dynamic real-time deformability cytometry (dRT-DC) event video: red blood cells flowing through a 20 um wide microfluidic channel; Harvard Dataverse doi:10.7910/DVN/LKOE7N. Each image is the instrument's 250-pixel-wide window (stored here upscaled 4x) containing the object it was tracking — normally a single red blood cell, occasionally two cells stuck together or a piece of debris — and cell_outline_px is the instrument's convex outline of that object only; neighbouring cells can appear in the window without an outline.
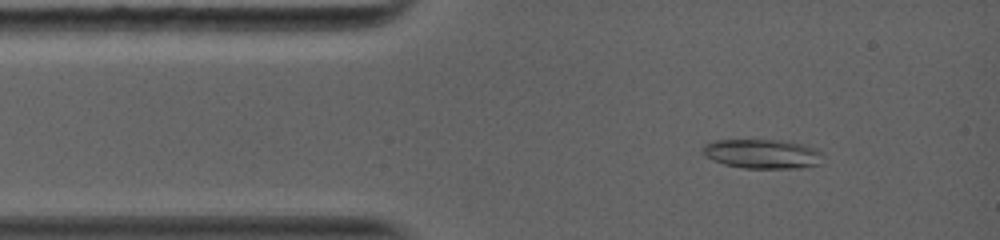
{"species": "common noctule bat (a hibernating species)", "species_latin": "Nyctalus noctula", "temperature_condition": "warm", "stored_images_in_passage": 44, "camera_frame_rate_fps": 5000, "um_per_image_px": 0.085, "animal": {"sex": "female", "body_mass_g": 19.0, "forearm_length_mm": 56.7}, "frame": {"image": 1, "passage_image": 8, "time_ms": 1.2, "image_size_px": [1000, 240], "cell_outline_px": [[824, 164], [800, 168], [744, 168], [724, 164], [712, 160], [700, 148], [704, 144], [712, 140], [780, 140], [804, 144], [816, 148], [824, 152]], "centroid_in_image_um": [64.89, 13.08], "position_along_channel_um": 20.1, "area_um2": 20.98}}
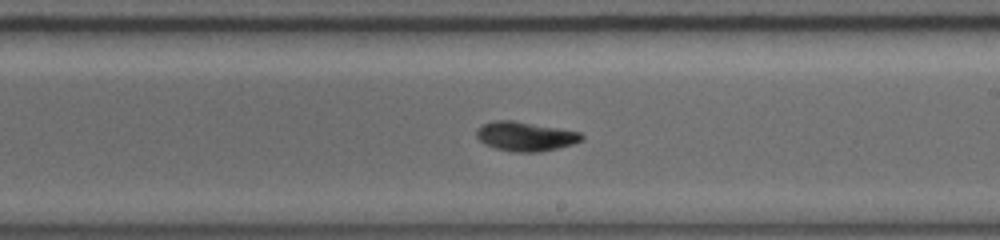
{"frame": {"image": 2, "passage_image": 26, "time_ms": 7.4, "image_size_px": [1000, 240], "cell_outline_px": [[584, 140], [572, 144], [540, 152], [516, 152], [496, 148], [484, 144], [476, 136], [476, 128], [492, 120], [512, 120], [580, 132], [584, 136]], "centroid_in_image_um": [44.64, 11.59], "position_along_channel_um": 244.4, "area_um2": 17.86}}
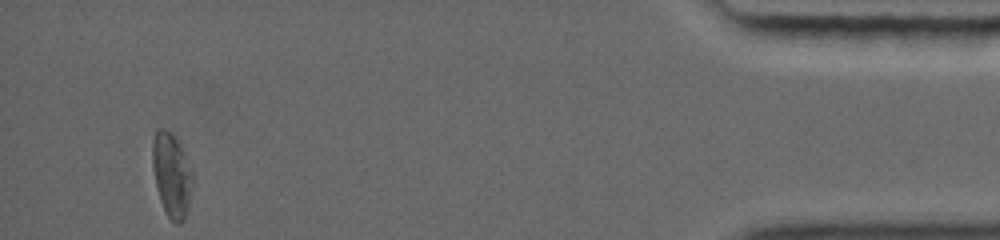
{"frame": {"image": 3, "passage_image": 44, "time_ms": 13.8, "image_size_px": [1000, 240], "cell_outline_px": [[192, 184], [188, 208], [184, 220], [180, 224], [176, 224], [168, 216], [160, 200], [152, 168], [152, 140], [156, 128], [164, 128], [172, 132], [180, 144], [192, 172]], "centroid_in_image_um": [14.57, 14.83], "position_along_channel_um": 420.6, "area_um2": 19.65}, "authors_computed_cell_mechanics": {"area_um2": 18.0914, "velocity_mm_per_s": 4.1479, "shape_relaxation_time_tau1_ms": 4.3728, "shape_relaxation_time_tau2_ms": 7.2481, "deformation_change_tau1": 0.1566, "deformation_change_tau2": 0.1214}}